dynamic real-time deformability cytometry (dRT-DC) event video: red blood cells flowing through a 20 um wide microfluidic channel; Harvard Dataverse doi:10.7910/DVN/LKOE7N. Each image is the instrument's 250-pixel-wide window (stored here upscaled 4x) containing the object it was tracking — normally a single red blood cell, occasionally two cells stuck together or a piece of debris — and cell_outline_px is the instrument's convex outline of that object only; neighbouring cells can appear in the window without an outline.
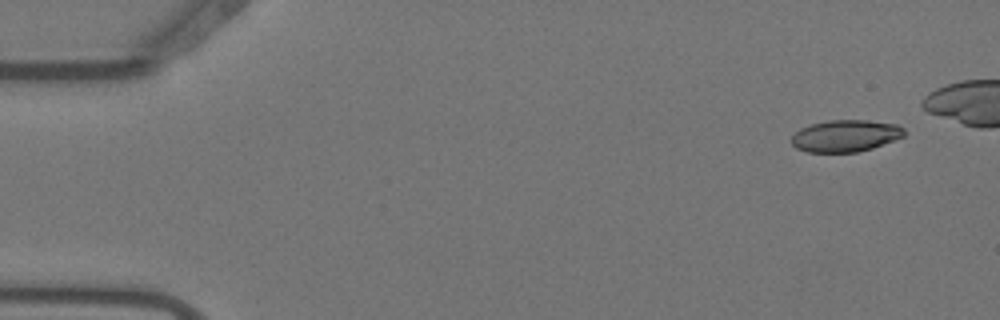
{"species": "Egyptian fruit bat (a non-hibernating species)", "species_latin": "Rousettus aegyptiacus", "temperature_condition": "warm", "stored_images_in_passage": 7, "camera_frame_rate_fps": 3000, "um_per_image_px": 0.085, "animal": {"sex": "female"}, "frame": {"image": 1, "passage_image": 1, "time_ms": 0.0, "image_size_px": [1000, 320], "cell_outline_px": [[904, 136], [872, 148], [856, 152], [808, 152], [796, 148], [792, 144], [792, 136], [800, 128], [812, 124], [828, 120], [868, 120], [896, 124], [904, 128]], "centroid_in_image_um": [71.86, 11.54], "position_along_channel_um": 13.1, "area_um2": 20.81}}